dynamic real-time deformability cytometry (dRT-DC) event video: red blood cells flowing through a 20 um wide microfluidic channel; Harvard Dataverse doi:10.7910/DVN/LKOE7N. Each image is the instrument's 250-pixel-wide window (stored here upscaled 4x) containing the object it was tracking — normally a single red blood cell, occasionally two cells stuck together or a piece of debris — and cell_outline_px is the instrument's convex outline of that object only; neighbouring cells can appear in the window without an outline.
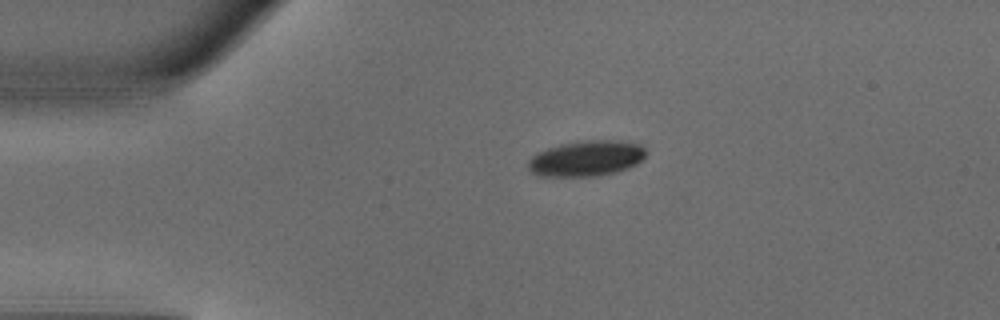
{"species": "common noctule bat (a hibernating species)", "species_latin": "Nyctalus noctula", "temperature_condition": "warm", "stored_images_in_passage": 39, "camera_frame_rate_fps": 3000, "um_per_image_px": 0.085, "animal": {"sex": "male", "body_mass_g": 18.8}, "frame": {"image": 1, "passage_image": 1, "time_ms": 0.0, "image_size_px": [1000, 320], "cell_outline_px": [[644, 156], [636, 164], [628, 168], [596, 176], [536, 176], [528, 168], [528, 160], [536, 152], [560, 144], [580, 140], [616, 140], [640, 144], [644, 148]], "centroid_in_image_um": [49.78, 13.45], "position_along_channel_um": 35.2, "area_um2": 24.39}}
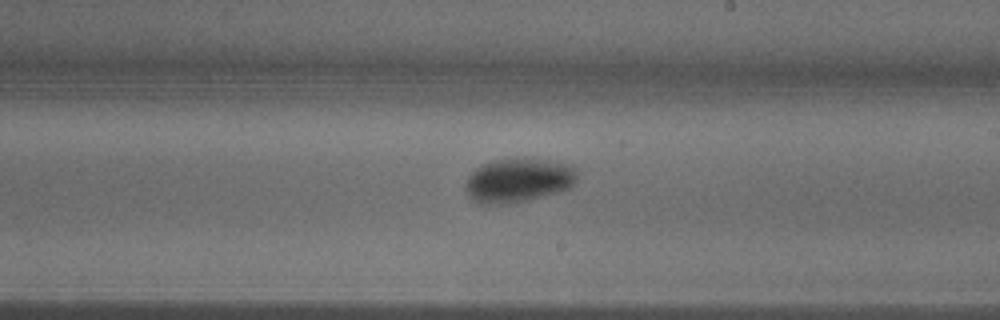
{"frame": {"image": 2, "passage_image": 19, "time_ms": 6.0, "image_size_px": [1000, 320], "cell_outline_px": [[580, 172], [576, 180], [568, 188], [560, 192], [528, 200], [508, 204], [476, 204], [468, 196], [464, 188], [464, 184], [468, 176], [476, 168], [492, 160], [512, 156], [532, 156], [572, 164]], "centroid_in_image_um": [44.08, 15.28], "position_along_channel_um": 244.9, "area_um2": 30.06}}
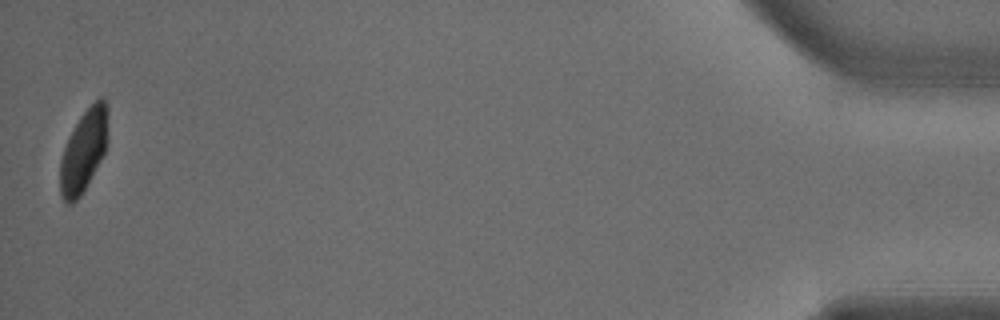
{"frame": {"image": 3, "passage_image": 39, "time_ms": 12.667, "image_size_px": [1000, 320], "cell_outline_px": [[108, 140], [104, 152], [80, 196], [72, 204], [64, 204], [60, 192], [60, 160], [64, 148], [80, 116], [100, 96], [104, 96], [108, 108]], "centroid_in_image_um": [7.12, 12.8], "position_along_channel_um": 428.1, "area_um2": 22.72}, "authors_computed_cell_mechanics": {"area_um2": 26.1256, "velocity_mm_per_s": 4.1188, "shape_relaxation_time_tau1_ms": 2.3607, "shape_relaxation_time_tau2_ms": 4.4713, "deformation_change_tau1": 0.1415, "deformation_change_tau2": 0.0434}}